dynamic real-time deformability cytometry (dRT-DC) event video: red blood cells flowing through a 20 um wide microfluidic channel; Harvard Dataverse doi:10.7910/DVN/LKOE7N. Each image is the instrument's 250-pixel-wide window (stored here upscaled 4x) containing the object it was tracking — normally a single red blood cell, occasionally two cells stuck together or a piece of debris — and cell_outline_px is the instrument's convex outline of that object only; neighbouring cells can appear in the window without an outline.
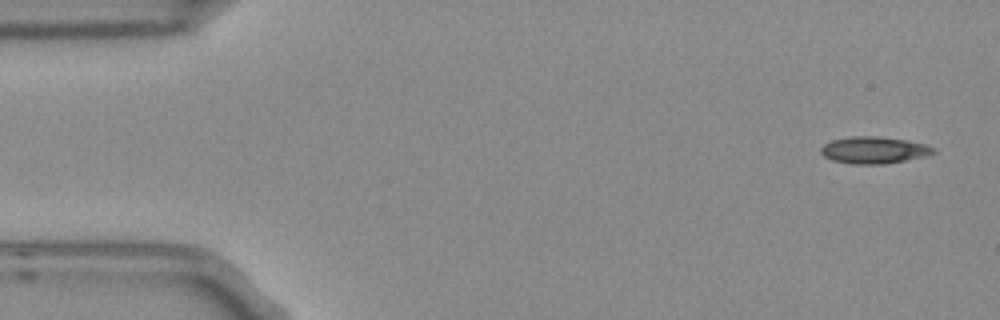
{"species": "Egyptian fruit bat (a non-hibernating species)", "species_latin": "Rousettus aegyptiacus", "temperature_condition": "room temperature", "stored_images_in_passage": 5, "camera_frame_rate_fps": 3000, "um_per_image_px": 0.085, "frame": {"image": 1, "passage_image": 1, "time_ms": 0.0, "image_size_px": [1000, 320], "cell_outline_px": [[936, 152], [924, 156], [884, 164], [852, 164], [832, 160], [824, 156], [820, 152], [820, 148], [824, 144], [832, 140], [852, 136], [876, 136], [904, 140], [924, 144], [936, 148]], "centroid_in_image_um": [74.25, 12.76], "position_along_channel_um": 10.7, "area_um2": 17.46}}
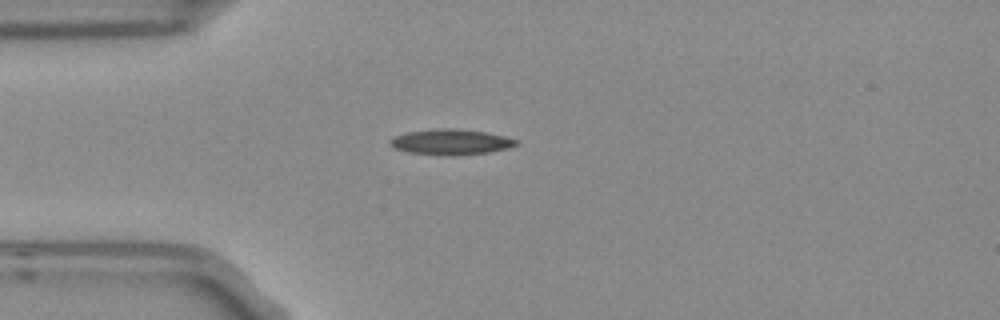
{"frame": {"image": 2, "passage_image": 4, "time_ms": 1.0, "image_size_px": [1000, 320], "cell_outline_px": [[520, 144], [508, 148], [488, 152], [408, 152], [396, 148], [388, 144], [388, 140], [396, 136], [408, 132], [440, 128], [452, 128], [484, 132], [504, 136], [520, 140]], "centroid_in_image_um": [38.36, 12.0], "position_along_channel_um": 46.6, "area_um2": 17.51}}